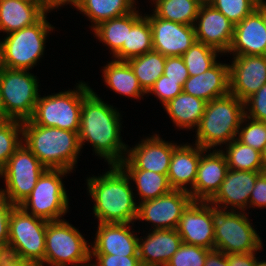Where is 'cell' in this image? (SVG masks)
Segmentation results:
<instances>
[{
    "mask_svg": "<svg viewBox=\"0 0 266 266\" xmlns=\"http://www.w3.org/2000/svg\"><path fill=\"white\" fill-rule=\"evenodd\" d=\"M164 75L172 81H178L182 86L189 78V73L181 56L166 57Z\"/></svg>",
    "mask_w": 266,
    "mask_h": 266,
    "instance_id": "43",
    "label": "cell"
},
{
    "mask_svg": "<svg viewBox=\"0 0 266 266\" xmlns=\"http://www.w3.org/2000/svg\"><path fill=\"white\" fill-rule=\"evenodd\" d=\"M261 160L264 167V172H266V146L261 152Z\"/></svg>",
    "mask_w": 266,
    "mask_h": 266,
    "instance_id": "52",
    "label": "cell"
},
{
    "mask_svg": "<svg viewBox=\"0 0 266 266\" xmlns=\"http://www.w3.org/2000/svg\"><path fill=\"white\" fill-rule=\"evenodd\" d=\"M181 244L182 238L177 229L153 230L146 239H138L141 265L165 266Z\"/></svg>",
    "mask_w": 266,
    "mask_h": 266,
    "instance_id": "23",
    "label": "cell"
},
{
    "mask_svg": "<svg viewBox=\"0 0 266 266\" xmlns=\"http://www.w3.org/2000/svg\"><path fill=\"white\" fill-rule=\"evenodd\" d=\"M13 207L14 205L0 196V249L7 250L9 217Z\"/></svg>",
    "mask_w": 266,
    "mask_h": 266,
    "instance_id": "45",
    "label": "cell"
},
{
    "mask_svg": "<svg viewBox=\"0 0 266 266\" xmlns=\"http://www.w3.org/2000/svg\"><path fill=\"white\" fill-rule=\"evenodd\" d=\"M103 77L106 85L116 93L140 98L147 94L140 86L137 77L126 61L113 60L104 66Z\"/></svg>",
    "mask_w": 266,
    "mask_h": 266,
    "instance_id": "29",
    "label": "cell"
},
{
    "mask_svg": "<svg viewBox=\"0 0 266 266\" xmlns=\"http://www.w3.org/2000/svg\"><path fill=\"white\" fill-rule=\"evenodd\" d=\"M1 67H2V66H1V53H0V69H1Z\"/></svg>",
    "mask_w": 266,
    "mask_h": 266,
    "instance_id": "57",
    "label": "cell"
},
{
    "mask_svg": "<svg viewBox=\"0 0 266 266\" xmlns=\"http://www.w3.org/2000/svg\"><path fill=\"white\" fill-rule=\"evenodd\" d=\"M204 266H229L228 254L218 250H211L206 257Z\"/></svg>",
    "mask_w": 266,
    "mask_h": 266,
    "instance_id": "48",
    "label": "cell"
},
{
    "mask_svg": "<svg viewBox=\"0 0 266 266\" xmlns=\"http://www.w3.org/2000/svg\"><path fill=\"white\" fill-rule=\"evenodd\" d=\"M45 15L33 25L7 34L0 41L2 67L28 71L36 65L44 53L46 36L54 29Z\"/></svg>",
    "mask_w": 266,
    "mask_h": 266,
    "instance_id": "5",
    "label": "cell"
},
{
    "mask_svg": "<svg viewBox=\"0 0 266 266\" xmlns=\"http://www.w3.org/2000/svg\"><path fill=\"white\" fill-rule=\"evenodd\" d=\"M76 88L74 91L68 90L46 97L39 96L29 120L36 125L78 133L83 97L91 88L82 82Z\"/></svg>",
    "mask_w": 266,
    "mask_h": 266,
    "instance_id": "9",
    "label": "cell"
},
{
    "mask_svg": "<svg viewBox=\"0 0 266 266\" xmlns=\"http://www.w3.org/2000/svg\"><path fill=\"white\" fill-rule=\"evenodd\" d=\"M47 12L42 0H0V31L10 34L31 26Z\"/></svg>",
    "mask_w": 266,
    "mask_h": 266,
    "instance_id": "26",
    "label": "cell"
},
{
    "mask_svg": "<svg viewBox=\"0 0 266 266\" xmlns=\"http://www.w3.org/2000/svg\"><path fill=\"white\" fill-rule=\"evenodd\" d=\"M119 114L92 89L84 95L78 131L80 146L90 142L97 156L105 158L108 165H119L125 158L123 152H127L120 137Z\"/></svg>",
    "mask_w": 266,
    "mask_h": 266,
    "instance_id": "1",
    "label": "cell"
},
{
    "mask_svg": "<svg viewBox=\"0 0 266 266\" xmlns=\"http://www.w3.org/2000/svg\"><path fill=\"white\" fill-rule=\"evenodd\" d=\"M250 122L239 129L236 139L242 144L250 146L255 150L262 152L266 146V122L249 119Z\"/></svg>",
    "mask_w": 266,
    "mask_h": 266,
    "instance_id": "40",
    "label": "cell"
},
{
    "mask_svg": "<svg viewBox=\"0 0 266 266\" xmlns=\"http://www.w3.org/2000/svg\"><path fill=\"white\" fill-rule=\"evenodd\" d=\"M151 25L153 50L165 57L182 56L196 41L194 25L146 15Z\"/></svg>",
    "mask_w": 266,
    "mask_h": 266,
    "instance_id": "15",
    "label": "cell"
},
{
    "mask_svg": "<svg viewBox=\"0 0 266 266\" xmlns=\"http://www.w3.org/2000/svg\"><path fill=\"white\" fill-rule=\"evenodd\" d=\"M210 202L193 201L183 212L177 231L182 243L215 249Z\"/></svg>",
    "mask_w": 266,
    "mask_h": 266,
    "instance_id": "17",
    "label": "cell"
},
{
    "mask_svg": "<svg viewBox=\"0 0 266 266\" xmlns=\"http://www.w3.org/2000/svg\"><path fill=\"white\" fill-rule=\"evenodd\" d=\"M247 119L266 122V83L252 96L244 101ZM249 112V113H248Z\"/></svg>",
    "mask_w": 266,
    "mask_h": 266,
    "instance_id": "42",
    "label": "cell"
},
{
    "mask_svg": "<svg viewBox=\"0 0 266 266\" xmlns=\"http://www.w3.org/2000/svg\"><path fill=\"white\" fill-rule=\"evenodd\" d=\"M192 202L189 192L172 189L165 195L140 202L136 220L152 222L154 230L177 229L183 212Z\"/></svg>",
    "mask_w": 266,
    "mask_h": 266,
    "instance_id": "13",
    "label": "cell"
},
{
    "mask_svg": "<svg viewBox=\"0 0 266 266\" xmlns=\"http://www.w3.org/2000/svg\"><path fill=\"white\" fill-rule=\"evenodd\" d=\"M92 256L97 260V264H92V266H142L139 256L91 254V258Z\"/></svg>",
    "mask_w": 266,
    "mask_h": 266,
    "instance_id": "44",
    "label": "cell"
},
{
    "mask_svg": "<svg viewBox=\"0 0 266 266\" xmlns=\"http://www.w3.org/2000/svg\"><path fill=\"white\" fill-rule=\"evenodd\" d=\"M137 77L142 89L147 93L154 83L164 74L166 57L151 51L126 61Z\"/></svg>",
    "mask_w": 266,
    "mask_h": 266,
    "instance_id": "32",
    "label": "cell"
},
{
    "mask_svg": "<svg viewBox=\"0 0 266 266\" xmlns=\"http://www.w3.org/2000/svg\"><path fill=\"white\" fill-rule=\"evenodd\" d=\"M134 3V0H80L75 8L88 16L94 28L105 20L134 11Z\"/></svg>",
    "mask_w": 266,
    "mask_h": 266,
    "instance_id": "30",
    "label": "cell"
},
{
    "mask_svg": "<svg viewBox=\"0 0 266 266\" xmlns=\"http://www.w3.org/2000/svg\"><path fill=\"white\" fill-rule=\"evenodd\" d=\"M130 178L119 165L98 177H89L87 186L95 204L93 211L99 223H132L137 218L138 205L130 187Z\"/></svg>",
    "mask_w": 266,
    "mask_h": 266,
    "instance_id": "2",
    "label": "cell"
},
{
    "mask_svg": "<svg viewBox=\"0 0 266 266\" xmlns=\"http://www.w3.org/2000/svg\"><path fill=\"white\" fill-rule=\"evenodd\" d=\"M229 266H255V254L251 253H238L228 254Z\"/></svg>",
    "mask_w": 266,
    "mask_h": 266,
    "instance_id": "47",
    "label": "cell"
},
{
    "mask_svg": "<svg viewBox=\"0 0 266 266\" xmlns=\"http://www.w3.org/2000/svg\"><path fill=\"white\" fill-rule=\"evenodd\" d=\"M183 92L206 102L230 93L229 65L216 63L208 71L189 76Z\"/></svg>",
    "mask_w": 266,
    "mask_h": 266,
    "instance_id": "24",
    "label": "cell"
},
{
    "mask_svg": "<svg viewBox=\"0 0 266 266\" xmlns=\"http://www.w3.org/2000/svg\"><path fill=\"white\" fill-rule=\"evenodd\" d=\"M133 180L138 188V195L141 202L155 199L159 196L169 193L172 188L169 185L167 174H159L154 171L140 169H123Z\"/></svg>",
    "mask_w": 266,
    "mask_h": 266,
    "instance_id": "34",
    "label": "cell"
},
{
    "mask_svg": "<svg viewBox=\"0 0 266 266\" xmlns=\"http://www.w3.org/2000/svg\"><path fill=\"white\" fill-rule=\"evenodd\" d=\"M81 233L67 221H50L45 234L44 262L50 266H85L91 249ZM76 264V265H75ZM81 264V265H80Z\"/></svg>",
    "mask_w": 266,
    "mask_h": 266,
    "instance_id": "10",
    "label": "cell"
},
{
    "mask_svg": "<svg viewBox=\"0 0 266 266\" xmlns=\"http://www.w3.org/2000/svg\"><path fill=\"white\" fill-rule=\"evenodd\" d=\"M208 3L234 24L241 22L259 6L257 0H209Z\"/></svg>",
    "mask_w": 266,
    "mask_h": 266,
    "instance_id": "38",
    "label": "cell"
},
{
    "mask_svg": "<svg viewBox=\"0 0 266 266\" xmlns=\"http://www.w3.org/2000/svg\"><path fill=\"white\" fill-rule=\"evenodd\" d=\"M136 9L128 14L105 20L93 28L94 34L110 47L113 56L127 45L128 30L141 18Z\"/></svg>",
    "mask_w": 266,
    "mask_h": 266,
    "instance_id": "27",
    "label": "cell"
},
{
    "mask_svg": "<svg viewBox=\"0 0 266 266\" xmlns=\"http://www.w3.org/2000/svg\"><path fill=\"white\" fill-rule=\"evenodd\" d=\"M223 150H213L200 156L197 175L192 190L188 192L193 201L209 202L220 189L228 171Z\"/></svg>",
    "mask_w": 266,
    "mask_h": 266,
    "instance_id": "20",
    "label": "cell"
},
{
    "mask_svg": "<svg viewBox=\"0 0 266 266\" xmlns=\"http://www.w3.org/2000/svg\"><path fill=\"white\" fill-rule=\"evenodd\" d=\"M255 266H266V261H257V258L255 257Z\"/></svg>",
    "mask_w": 266,
    "mask_h": 266,
    "instance_id": "53",
    "label": "cell"
},
{
    "mask_svg": "<svg viewBox=\"0 0 266 266\" xmlns=\"http://www.w3.org/2000/svg\"><path fill=\"white\" fill-rule=\"evenodd\" d=\"M196 22L198 23V27L194 25L196 41L220 53H227L233 40L235 24L208 2L201 4Z\"/></svg>",
    "mask_w": 266,
    "mask_h": 266,
    "instance_id": "18",
    "label": "cell"
},
{
    "mask_svg": "<svg viewBox=\"0 0 266 266\" xmlns=\"http://www.w3.org/2000/svg\"><path fill=\"white\" fill-rule=\"evenodd\" d=\"M1 119L26 121L39 99L36 76L27 70L0 69Z\"/></svg>",
    "mask_w": 266,
    "mask_h": 266,
    "instance_id": "7",
    "label": "cell"
},
{
    "mask_svg": "<svg viewBox=\"0 0 266 266\" xmlns=\"http://www.w3.org/2000/svg\"><path fill=\"white\" fill-rule=\"evenodd\" d=\"M177 147L174 143L162 140L159 135L142 140L130 151L127 150L126 158L119 166L122 169H140L154 171L159 174H168L173 150Z\"/></svg>",
    "mask_w": 266,
    "mask_h": 266,
    "instance_id": "14",
    "label": "cell"
},
{
    "mask_svg": "<svg viewBox=\"0 0 266 266\" xmlns=\"http://www.w3.org/2000/svg\"><path fill=\"white\" fill-rule=\"evenodd\" d=\"M130 223H99L91 254L138 256V239Z\"/></svg>",
    "mask_w": 266,
    "mask_h": 266,
    "instance_id": "22",
    "label": "cell"
},
{
    "mask_svg": "<svg viewBox=\"0 0 266 266\" xmlns=\"http://www.w3.org/2000/svg\"><path fill=\"white\" fill-rule=\"evenodd\" d=\"M262 172L264 171L228 169L220 189L209 201L210 204L218 208H222L219 204H223L225 209L229 205L234 211L236 210L235 208L245 211L244 208L248 206L256 179Z\"/></svg>",
    "mask_w": 266,
    "mask_h": 266,
    "instance_id": "21",
    "label": "cell"
},
{
    "mask_svg": "<svg viewBox=\"0 0 266 266\" xmlns=\"http://www.w3.org/2000/svg\"><path fill=\"white\" fill-rule=\"evenodd\" d=\"M10 256L9 252L5 249H0V266H3L4 261Z\"/></svg>",
    "mask_w": 266,
    "mask_h": 266,
    "instance_id": "51",
    "label": "cell"
},
{
    "mask_svg": "<svg viewBox=\"0 0 266 266\" xmlns=\"http://www.w3.org/2000/svg\"><path fill=\"white\" fill-rule=\"evenodd\" d=\"M3 266H37L29 261L20 259V258H16L13 256H9L5 261Z\"/></svg>",
    "mask_w": 266,
    "mask_h": 266,
    "instance_id": "50",
    "label": "cell"
},
{
    "mask_svg": "<svg viewBox=\"0 0 266 266\" xmlns=\"http://www.w3.org/2000/svg\"><path fill=\"white\" fill-rule=\"evenodd\" d=\"M264 24H265V28H266V7H264Z\"/></svg>",
    "mask_w": 266,
    "mask_h": 266,
    "instance_id": "55",
    "label": "cell"
},
{
    "mask_svg": "<svg viewBox=\"0 0 266 266\" xmlns=\"http://www.w3.org/2000/svg\"><path fill=\"white\" fill-rule=\"evenodd\" d=\"M229 64L230 93L245 101L266 83V55L235 56Z\"/></svg>",
    "mask_w": 266,
    "mask_h": 266,
    "instance_id": "16",
    "label": "cell"
},
{
    "mask_svg": "<svg viewBox=\"0 0 266 266\" xmlns=\"http://www.w3.org/2000/svg\"><path fill=\"white\" fill-rule=\"evenodd\" d=\"M195 145V148L190 144L178 145L173 150L167 174L168 182L172 189L188 192V183L191 186L190 188H193L200 156L202 153L208 152L199 145Z\"/></svg>",
    "mask_w": 266,
    "mask_h": 266,
    "instance_id": "25",
    "label": "cell"
},
{
    "mask_svg": "<svg viewBox=\"0 0 266 266\" xmlns=\"http://www.w3.org/2000/svg\"><path fill=\"white\" fill-rule=\"evenodd\" d=\"M259 6L266 7V2L264 0H257Z\"/></svg>",
    "mask_w": 266,
    "mask_h": 266,
    "instance_id": "54",
    "label": "cell"
},
{
    "mask_svg": "<svg viewBox=\"0 0 266 266\" xmlns=\"http://www.w3.org/2000/svg\"><path fill=\"white\" fill-rule=\"evenodd\" d=\"M226 147V158L228 169L246 171H264L261 160V152L242 144L236 138Z\"/></svg>",
    "mask_w": 266,
    "mask_h": 266,
    "instance_id": "35",
    "label": "cell"
},
{
    "mask_svg": "<svg viewBox=\"0 0 266 266\" xmlns=\"http://www.w3.org/2000/svg\"><path fill=\"white\" fill-rule=\"evenodd\" d=\"M183 92V86L178 81H172L164 74L154 83L148 93H154L163 105L167 104Z\"/></svg>",
    "mask_w": 266,
    "mask_h": 266,
    "instance_id": "41",
    "label": "cell"
},
{
    "mask_svg": "<svg viewBox=\"0 0 266 266\" xmlns=\"http://www.w3.org/2000/svg\"><path fill=\"white\" fill-rule=\"evenodd\" d=\"M0 119H1V81H0Z\"/></svg>",
    "mask_w": 266,
    "mask_h": 266,
    "instance_id": "56",
    "label": "cell"
},
{
    "mask_svg": "<svg viewBox=\"0 0 266 266\" xmlns=\"http://www.w3.org/2000/svg\"><path fill=\"white\" fill-rule=\"evenodd\" d=\"M202 3L201 0H155L154 15L179 24L195 25Z\"/></svg>",
    "mask_w": 266,
    "mask_h": 266,
    "instance_id": "33",
    "label": "cell"
},
{
    "mask_svg": "<svg viewBox=\"0 0 266 266\" xmlns=\"http://www.w3.org/2000/svg\"><path fill=\"white\" fill-rule=\"evenodd\" d=\"M266 207V172H262L256 179L255 186L249 198V207Z\"/></svg>",
    "mask_w": 266,
    "mask_h": 266,
    "instance_id": "46",
    "label": "cell"
},
{
    "mask_svg": "<svg viewBox=\"0 0 266 266\" xmlns=\"http://www.w3.org/2000/svg\"><path fill=\"white\" fill-rule=\"evenodd\" d=\"M215 250L225 254L251 253L260 250L262 241L245 213L221 209L211 204Z\"/></svg>",
    "mask_w": 266,
    "mask_h": 266,
    "instance_id": "8",
    "label": "cell"
},
{
    "mask_svg": "<svg viewBox=\"0 0 266 266\" xmlns=\"http://www.w3.org/2000/svg\"><path fill=\"white\" fill-rule=\"evenodd\" d=\"M48 222L25 212L20 206H14L9 217V254L37 266H44Z\"/></svg>",
    "mask_w": 266,
    "mask_h": 266,
    "instance_id": "6",
    "label": "cell"
},
{
    "mask_svg": "<svg viewBox=\"0 0 266 266\" xmlns=\"http://www.w3.org/2000/svg\"><path fill=\"white\" fill-rule=\"evenodd\" d=\"M151 51H153L151 25L148 18L142 16L131 30H128L127 45H122L114 57L117 61H127Z\"/></svg>",
    "mask_w": 266,
    "mask_h": 266,
    "instance_id": "31",
    "label": "cell"
},
{
    "mask_svg": "<svg viewBox=\"0 0 266 266\" xmlns=\"http://www.w3.org/2000/svg\"><path fill=\"white\" fill-rule=\"evenodd\" d=\"M216 49L195 41L193 45L181 56L187 67L189 76L199 75L208 71L217 61Z\"/></svg>",
    "mask_w": 266,
    "mask_h": 266,
    "instance_id": "36",
    "label": "cell"
},
{
    "mask_svg": "<svg viewBox=\"0 0 266 266\" xmlns=\"http://www.w3.org/2000/svg\"><path fill=\"white\" fill-rule=\"evenodd\" d=\"M45 170L38 158L22 142L0 172L6 184L5 190L0 189V196L12 205L19 206L30 195Z\"/></svg>",
    "mask_w": 266,
    "mask_h": 266,
    "instance_id": "12",
    "label": "cell"
},
{
    "mask_svg": "<svg viewBox=\"0 0 266 266\" xmlns=\"http://www.w3.org/2000/svg\"><path fill=\"white\" fill-rule=\"evenodd\" d=\"M211 250L182 243L165 266H204Z\"/></svg>",
    "mask_w": 266,
    "mask_h": 266,
    "instance_id": "39",
    "label": "cell"
},
{
    "mask_svg": "<svg viewBox=\"0 0 266 266\" xmlns=\"http://www.w3.org/2000/svg\"><path fill=\"white\" fill-rule=\"evenodd\" d=\"M22 141L46 169L71 171L81 146L77 132L22 122Z\"/></svg>",
    "mask_w": 266,
    "mask_h": 266,
    "instance_id": "3",
    "label": "cell"
},
{
    "mask_svg": "<svg viewBox=\"0 0 266 266\" xmlns=\"http://www.w3.org/2000/svg\"><path fill=\"white\" fill-rule=\"evenodd\" d=\"M227 52H233L234 56L266 55L263 6H258L241 22L235 24L233 40Z\"/></svg>",
    "mask_w": 266,
    "mask_h": 266,
    "instance_id": "19",
    "label": "cell"
},
{
    "mask_svg": "<svg viewBox=\"0 0 266 266\" xmlns=\"http://www.w3.org/2000/svg\"><path fill=\"white\" fill-rule=\"evenodd\" d=\"M80 0H42L43 6L46 8L47 11L50 12V10L54 8L61 7L62 5L67 4H73L74 7L78 4Z\"/></svg>",
    "mask_w": 266,
    "mask_h": 266,
    "instance_id": "49",
    "label": "cell"
},
{
    "mask_svg": "<svg viewBox=\"0 0 266 266\" xmlns=\"http://www.w3.org/2000/svg\"><path fill=\"white\" fill-rule=\"evenodd\" d=\"M22 122L18 120L0 119V172L5 168L9 158L22 144Z\"/></svg>",
    "mask_w": 266,
    "mask_h": 266,
    "instance_id": "37",
    "label": "cell"
},
{
    "mask_svg": "<svg viewBox=\"0 0 266 266\" xmlns=\"http://www.w3.org/2000/svg\"><path fill=\"white\" fill-rule=\"evenodd\" d=\"M246 120L244 102L229 93L207 102L197 126L196 143L211 149L236 138L239 127Z\"/></svg>",
    "mask_w": 266,
    "mask_h": 266,
    "instance_id": "4",
    "label": "cell"
},
{
    "mask_svg": "<svg viewBox=\"0 0 266 266\" xmlns=\"http://www.w3.org/2000/svg\"><path fill=\"white\" fill-rule=\"evenodd\" d=\"M66 173L69 171L46 169L30 195L19 206L25 212L49 222L62 220L59 218L65 215L69 208V199L60 177Z\"/></svg>",
    "mask_w": 266,
    "mask_h": 266,
    "instance_id": "11",
    "label": "cell"
},
{
    "mask_svg": "<svg viewBox=\"0 0 266 266\" xmlns=\"http://www.w3.org/2000/svg\"><path fill=\"white\" fill-rule=\"evenodd\" d=\"M206 104L205 100L181 92L165 104L164 108L177 127L192 129L198 126Z\"/></svg>",
    "mask_w": 266,
    "mask_h": 266,
    "instance_id": "28",
    "label": "cell"
}]
</instances>
